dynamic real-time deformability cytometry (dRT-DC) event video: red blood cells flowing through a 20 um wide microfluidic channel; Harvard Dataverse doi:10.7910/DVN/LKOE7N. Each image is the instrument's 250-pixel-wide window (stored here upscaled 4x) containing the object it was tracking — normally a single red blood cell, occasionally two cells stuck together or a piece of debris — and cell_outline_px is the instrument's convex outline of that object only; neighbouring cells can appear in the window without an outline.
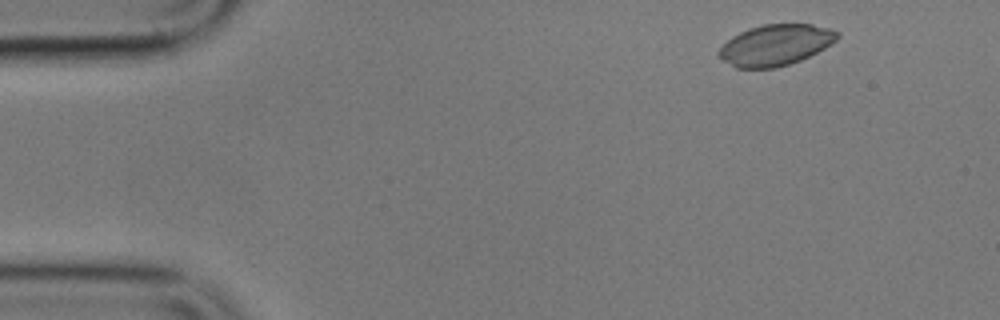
{"species": "common noctule bat (a hibernating species)", "species_latin": "Nyctalus noctula", "temperature_condition": "cold", "stored_images_in_passage": 4, "camera_frame_rate_fps": 3000, "um_per_image_px": 0.085, "animal": {"sex": "male", "body_mass_g": 17.9}, "frame": {"image": 1, "passage_image": 1, "time_ms": 0.0, "image_size_px": [1000, 320], "cell_outline_px": [[840, 36], [836, 40], [824, 48], [800, 60], [776, 68], [736, 68], [716, 56], [716, 52], [732, 36], [748, 28], [764, 24], [812, 24], [832, 28], [840, 32]], "centroid_in_image_um": [65.91, 3.82], "position_along_channel_um": 19.1, "area_um2": 28.38}}